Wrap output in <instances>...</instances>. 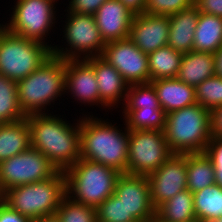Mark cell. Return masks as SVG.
I'll use <instances>...</instances> for the list:
<instances>
[{
    "instance_id": "obj_1",
    "label": "cell",
    "mask_w": 222,
    "mask_h": 222,
    "mask_svg": "<svg viewBox=\"0 0 222 222\" xmlns=\"http://www.w3.org/2000/svg\"><path fill=\"white\" fill-rule=\"evenodd\" d=\"M48 110L26 116L31 147L43 153L57 171L65 172L81 158L80 116L72 124Z\"/></svg>"
},
{
    "instance_id": "obj_2",
    "label": "cell",
    "mask_w": 222,
    "mask_h": 222,
    "mask_svg": "<svg viewBox=\"0 0 222 222\" xmlns=\"http://www.w3.org/2000/svg\"><path fill=\"white\" fill-rule=\"evenodd\" d=\"M90 114L80 116L81 158L127 174L129 130Z\"/></svg>"
},
{
    "instance_id": "obj_3",
    "label": "cell",
    "mask_w": 222,
    "mask_h": 222,
    "mask_svg": "<svg viewBox=\"0 0 222 222\" xmlns=\"http://www.w3.org/2000/svg\"><path fill=\"white\" fill-rule=\"evenodd\" d=\"M16 85L20 108L25 116L47 113V107L57 100L60 102L65 94V60L52 54Z\"/></svg>"
},
{
    "instance_id": "obj_4",
    "label": "cell",
    "mask_w": 222,
    "mask_h": 222,
    "mask_svg": "<svg viewBox=\"0 0 222 222\" xmlns=\"http://www.w3.org/2000/svg\"><path fill=\"white\" fill-rule=\"evenodd\" d=\"M164 134L173 154L204 153L212 138L211 111L196 103L170 112Z\"/></svg>"
},
{
    "instance_id": "obj_5",
    "label": "cell",
    "mask_w": 222,
    "mask_h": 222,
    "mask_svg": "<svg viewBox=\"0 0 222 222\" xmlns=\"http://www.w3.org/2000/svg\"><path fill=\"white\" fill-rule=\"evenodd\" d=\"M65 195L66 175L58 171L49 179L8 189L2 194V201L32 221L55 215Z\"/></svg>"
},
{
    "instance_id": "obj_6",
    "label": "cell",
    "mask_w": 222,
    "mask_h": 222,
    "mask_svg": "<svg viewBox=\"0 0 222 222\" xmlns=\"http://www.w3.org/2000/svg\"><path fill=\"white\" fill-rule=\"evenodd\" d=\"M66 195L81 204L97 208L114 194L121 175L105 165L80 158L65 171Z\"/></svg>"
},
{
    "instance_id": "obj_7",
    "label": "cell",
    "mask_w": 222,
    "mask_h": 222,
    "mask_svg": "<svg viewBox=\"0 0 222 222\" xmlns=\"http://www.w3.org/2000/svg\"><path fill=\"white\" fill-rule=\"evenodd\" d=\"M52 49L45 43L20 37L0 23V74L18 82L38 69Z\"/></svg>"
},
{
    "instance_id": "obj_8",
    "label": "cell",
    "mask_w": 222,
    "mask_h": 222,
    "mask_svg": "<svg viewBox=\"0 0 222 222\" xmlns=\"http://www.w3.org/2000/svg\"><path fill=\"white\" fill-rule=\"evenodd\" d=\"M15 1L10 19L5 24L3 21L1 26L12 34L45 43L52 49L53 45L46 38L57 23V3L53 0Z\"/></svg>"
},
{
    "instance_id": "obj_9",
    "label": "cell",
    "mask_w": 222,
    "mask_h": 222,
    "mask_svg": "<svg viewBox=\"0 0 222 222\" xmlns=\"http://www.w3.org/2000/svg\"><path fill=\"white\" fill-rule=\"evenodd\" d=\"M63 25L66 47L53 46L52 54L64 60L101 56L106 43L97 27L94 15L67 12Z\"/></svg>"
},
{
    "instance_id": "obj_10",
    "label": "cell",
    "mask_w": 222,
    "mask_h": 222,
    "mask_svg": "<svg viewBox=\"0 0 222 222\" xmlns=\"http://www.w3.org/2000/svg\"><path fill=\"white\" fill-rule=\"evenodd\" d=\"M172 154L164 131L129 130L127 174L148 176Z\"/></svg>"
},
{
    "instance_id": "obj_11",
    "label": "cell",
    "mask_w": 222,
    "mask_h": 222,
    "mask_svg": "<svg viewBox=\"0 0 222 222\" xmlns=\"http://www.w3.org/2000/svg\"><path fill=\"white\" fill-rule=\"evenodd\" d=\"M57 172L43 153L30 147L0 163V192L49 179Z\"/></svg>"
},
{
    "instance_id": "obj_12",
    "label": "cell",
    "mask_w": 222,
    "mask_h": 222,
    "mask_svg": "<svg viewBox=\"0 0 222 222\" xmlns=\"http://www.w3.org/2000/svg\"><path fill=\"white\" fill-rule=\"evenodd\" d=\"M101 57L129 84L150 83L148 56L129 38L106 43Z\"/></svg>"
},
{
    "instance_id": "obj_13",
    "label": "cell",
    "mask_w": 222,
    "mask_h": 222,
    "mask_svg": "<svg viewBox=\"0 0 222 222\" xmlns=\"http://www.w3.org/2000/svg\"><path fill=\"white\" fill-rule=\"evenodd\" d=\"M114 194L125 207L126 222H148L156 215L147 176L121 174Z\"/></svg>"
},
{
    "instance_id": "obj_14",
    "label": "cell",
    "mask_w": 222,
    "mask_h": 222,
    "mask_svg": "<svg viewBox=\"0 0 222 222\" xmlns=\"http://www.w3.org/2000/svg\"><path fill=\"white\" fill-rule=\"evenodd\" d=\"M147 178L151 202L157 209L177 193L187 189V154H172Z\"/></svg>"
},
{
    "instance_id": "obj_15",
    "label": "cell",
    "mask_w": 222,
    "mask_h": 222,
    "mask_svg": "<svg viewBox=\"0 0 222 222\" xmlns=\"http://www.w3.org/2000/svg\"><path fill=\"white\" fill-rule=\"evenodd\" d=\"M67 93L78 103L99 107L98 82L88 59L65 60V95Z\"/></svg>"
},
{
    "instance_id": "obj_16",
    "label": "cell",
    "mask_w": 222,
    "mask_h": 222,
    "mask_svg": "<svg viewBox=\"0 0 222 222\" xmlns=\"http://www.w3.org/2000/svg\"><path fill=\"white\" fill-rule=\"evenodd\" d=\"M169 16L134 15L129 39L143 52L149 54L168 44Z\"/></svg>"
},
{
    "instance_id": "obj_17",
    "label": "cell",
    "mask_w": 222,
    "mask_h": 222,
    "mask_svg": "<svg viewBox=\"0 0 222 222\" xmlns=\"http://www.w3.org/2000/svg\"><path fill=\"white\" fill-rule=\"evenodd\" d=\"M87 59L93 64L98 82L99 108L103 107L104 110H107V108L108 110L113 108L117 109L119 108L118 105L120 106L121 103L122 108L127 97L129 84L125 81L123 76L101 56Z\"/></svg>"
},
{
    "instance_id": "obj_18",
    "label": "cell",
    "mask_w": 222,
    "mask_h": 222,
    "mask_svg": "<svg viewBox=\"0 0 222 222\" xmlns=\"http://www.w3.org/2000/svg\"><path fill=\"white\" fill-rule=\"evenodd\" d=\"M105 43L129 38L134 17L119 0H107L94 14Z\"/></svg>"
},
{
    "instance_id": "obj_19",
    "label": "cell",
    "mask_w": 222,
    "mask_h": 222,
    "mask_svg": "<svg viewBox=\"0 0 222 222\" xmlns=\"http://www.w3.org/2000/svg\"><path fill=\"white\" fill-rule=\"evenodd\" d=\"M158 103L165 114L196 104L195 87L181 82L178 78L152 80Z\"/></svg>"
},
{
    "instance_id": "obj_20",
    "label": "cell",
    "mask_w": 222,
    "mask_h": 222,
    "mask_svg": "<svg viewBox=\"0 0 222 222\" xmlns=\"http://www.w3.org/2000/svg\"><path fill=\"white\" fill-rule=\"evenodd\" d=\"M198 17L199 11L194 5L170 15L167 45L183 54L193 51L194 32Z\"/></svg>"
},
{
    "instance_id": "obj_21",
    "label": "cell",
    "mask_w": 222,
    "mask_h": 222,
    "mask_svg": "<svg viewBox=\"0 0 222 222\" xmlns=\"http://www.w3.org/2000/svg\"><path fill=\"white\" fill-rule=\"evenodd\" d=\"M216 75V58L211 52L190 51L183 54L177 78L196 87Z\"/></svg>"
},
{
    "instance_id": "obj_22",
    "label": "cell",
    "mask_w": 222,
    "mask_h": 222,
    "mask_svg": "<svg viewBox=\"0 0 222 222\" xmlns=\"http://www.w3.org/2000/svg\"><path fill=\"white\" fill-rule=\"evenodd\" d=\"M31 147L27 119L0 124V163Z\"/></svg>"
},
{
    "instance_id": "obj_23",
    "label": "cell",
    "mask_w": 222,
    "mask_h": 222,
    "mask_svg": "<svg viewBox=\"0 0 222 222\" xmlns=\"http://www.w3.org/2000/svg\"><path fill=\"white\" fill-rule=\"evenodd\" d=\"M222 47V18L199 12L193 51L216 53Z\"/></svg>"
},
{
    "instance_id": "obj_24",
    "label": "cell",
    "mask_w": 222,
    "mask_h": 222,
    "mask_svg": "<svg viewBox=\"0 0 222 222\" xmlns=\"http://www.w3.org/2000/svg\"><path fill=\"white\" fill-rule=\"evenodd\" d=\"M156 216L163 222H197L193 193L188 189L177 193L156 209Z\"/></svg>"
},
{
    "instance_id": "obj_25",
    "label": "cell",
    "mask_w": 222,
    "mask_h": 222,
    "mask_svg": "<svg viewBox=\"0 0 222 222\" xmlns=\"http://www.w3.org/2000/svg\"><path fill=\"white\" fill-rule=\"evenodd\" d=\"M186 182L192 193L216 183L214 166L205 153L187 154Z\"/></svg>"
},
{
    "instance_id": "obj_26",
    "label": "cell",
    "mask_w": 222,
    "mask_h": 222,
    "mask_svg": "<svg viewBox=\"0 0 222 222\" xmlns=\"http://www.w3.org/2000/svg\"><path fill=\"white\" fill-rule=\"evenodd\" d=\"M150 81L162 78H177L183 53L166 45L149 54Z\"/></svg>"
},
{
    "instance_id": "obj_27",
    "label": "cell",
    "mask_w": 222,
    "mask_h": 222,
    "mask_svg": "<svg viewBox=\"0 0 222 222\" xmlns=\"http://www.w3.org/2000/svg\"><path fill=\"white\" fill-rule=\"evenodd\" d=\"M197 222H213L222 217V187L218 184L193 193Z\"/></svg>"
},
{
    "instance_id": "obj_28",
    "label": "cell",
    "mask_w": 222,
    "mask_h": 222,
    "mask_svg": "<svg viewBox=\"0 0 222 222\" xmlns=\"http://www.w3.org/2000/svg\"><path fill=\"white\" fill-rule=\"evenodd\" d=\"M128 130L164 131L166 114L163 109H122Z\"/></svg>"
},
{
    "instance_id": "obj_29",
    "label": "cell",
    "mask_w": 222,
    "mask_h": 222,
    "mask_svg": "<svg viewBox=\"0 0 222 222\" xmlns=\"http://www.w3.org/2000/svg\"><path fill=\"white\" fill-rule=\"evenodd\" d=\"M25 118L20 108L16 82L0 74V124Z\"/></svg>"
},
{
    "instance_id": "obj_30",
    "label": "cell",
    "mask_w": 222,
    "mask_h": 222,
    "mask_svg": "<svg viewBox=\"0 0 222 222\" xmlns=\"http://www.w3.org/2000/svg\"><path fill=\"white\" fill-rule=\"evenodd\" d=\"M157 94L151 83L129 85L122 109H159Z\"/></svg>"
},
{
    "instance_id": "obj_31",
    "label": "cell",
    "mask_w": 222,
    "mask_h": 222,
    "mask_svg": "<svg viewBox=\"0 0 222 222\" xmlns=\"http://www.w3.org/2000/svg\"><path fill=\"white\" fill-rule=\"evenodd\" d=\"M61 222H97V209L72 200L65 195L56 211Z\"/></svg>"
},
{
    "instance_id": "obj_32",
    "label": "cell",
    "mask_w": 222,
    "mask_h": 222,
    "mask_svg": "<svg viewBox=\"0 0 222 222\" xmlns=\"http://www.w3.org/2000/svg\"><path fill=\"white\" fill-rule=\"evenodd\" d=\"M196 102L209 111L222 106V77L214 75L195 87Z\"/></svg>"
},
{
    "instance_id": "obj_33",
    "label": "cell",
    "mask_w": 222,
    "mask_h": 222,
    "mask_svg": "<svg viewBox=\"0 0 222 222\" xmlns=\"http://www.w3.org/2000/svg\"><path fill=\"white\" fill-rule=\"evenodd\" d=\"M96 209L97 221L126 222L125 207L115 194L109 196Z\"/></svg>"
},
{
    "instance_id": "obj_34",
    "label": "cell",
    "mask_w": 222,
    "mask_h": 222,
    "mask_svg": "<svg viewBox=\"0 0 222 222\" xmlns=\"http://www.w3.org/2000/svg\"><path fill=\"white\" fill-rule=\"evenodd\" d=\"M193 5V0H146L145 13L170 16Z\"/></svg>"
},
{
    "instance_id": "obj_35",
    "label": "cell",
    "mask_w": 222,
    "mask_h": 222,
    "mask_svg": "<svg viewBox=\"0 0 222 222\" xmlns=\"http://www.w3.org/2000/svg\"><path fill=\"white\" fill-rule=\"evenodd\" d=\"M204 153L214 166L216 184L222 187V138L212 136Z\"/></svg>"
},
{
    "instance_id": "obj_36",
    "label": "cell",
    "mask_w": 222,
    "mask_h": 222,
    "mask_svg": "<svg viewBox=\"0 0 222 222\" xmlns=\"http://www.w3.org/2000/svg\"><path fill=\"white\" fill-rule=\"evenodd\" d=\"M105 1L107 0H70L66 12L94 15Z\"/></svg>"
},
{
    "instance_id": "obj_37",
    "label": "cell",
    "mask_w": 222,
    "mask_h": 222,
    "mask_svg": "<svg viewBox=\"0 0 222 222\" xmlns=\"http://www.w3.org/2000/svg\"><path fill=\"white\" fill-rule=\"evenodd\" d=\"M193 5L199 12L222 18V0H193Z\"/></svg>"
},
{
    "instance_id": "obj_38",
    "label": "cell",
    "mask_w": 222,
    "mask_h": 222,
    "mask_svg": "<svg viewBox=\"0 0 222 222\" xmlns=\"http://www.w3.org/2000/svg\"><path fill=\"white\" fill-rule=\"evenodd\" d=\"M0 222H32L26 216L20 215L17 211L11 209L3 201L0 202Z\"/></svg>"
},
{
    "instance_id": "obj_39",
    "label": "cell",
    "mask_w": 222,
    "mask_h": 222,
    "mask_svg": "<svg viewBox=\"0 0 222 222\" xmlns=\"http://www.w3.org/2000/svg\"><path fill=\"white\" fill-rule=\"evenodd\" d=\"M212 136L222 138V106L211 112Z\"/></svg>"
},
{
    "instance_id": "obj_40",
    "label": "cell",
    "mask_w": 222,
    "mask_h": 222,
    "mask_svg": "<svg viewBox=\"0 0 222 222\" xmlns=\"http://www.w3.org/2000/svg\"><path fill=\"white\" fill-rule=\"evenodd\" d=\"M132 14L145 13L146 0H119Z\"/></svg>"
},
{
    "instance_id": "obj_41",
    "label": "cell",
    "mask_w": 222,
    "mask_h": 222,
    "mask_svg": "<svg viewBox=\"0 0 222 222\" xmlns=\"http://www.w3.org/2000/svg\"><path fill=\"white\" fill-rule=\"evenodd\" d=\"M216 75L222 77V47L215 53Z\"/></svg>"
},
{
    "instance_id": "obj_42",
    "label": "cell",
    "mask_w": 222,
    "mask_h": 222,
    "mask_svg": "<svg viewBox=\"0 0 222 222\" xmlns=\"http://www.w3.org/2000/svg\"><path fill=\"white\" fill-rule=\"evenodd\" d=\"M32 222H61V221L55 214V215L45 216V217L32 220Z\"/></svg>"
},
{
    "instance_id": "obj_43",
    "label": "cell",
    "mask_w": 222,
    "mask_h": 222,
    "mask_svg": "<svg viewBox=\"0 0 222 222\" xmlns=\"http://www.w3.org/2000/svg\"><path fill=\"white\" fill-rule=\"evenodd\" d=\"M148 222H163L161 219H159L156 215L150 219Z\"/></svg>"
},
{
    "instance_id": "obj_44",
    "label": "cell",
    "mask_w": 222,
    "mask_h": 222,
    "mask_svg": "<svg viewBox=\"0 0 222 222\" xmlns=\"http://www.w3.org/2000/svg\"><path fill=\"white\" fill-rule=\"evenodd\" d=\"M213 222H222V217L215 219Z\"/></svg>"
},
{
    "instance_id": "obj_45",
    "label": "cell",
    "mask_w": 222,
    "mask_h": 222,
    "mask_svg": "<svg viewBox=\"0 0 222 222\" xmlns=\"http://www.w3.org/2000/svg\"><path fill=\"white\" fill-rule=\"evenodd\" d=\"M2 201V194H1V192H0V202Z\"/></svg>"
}]
</instances>
